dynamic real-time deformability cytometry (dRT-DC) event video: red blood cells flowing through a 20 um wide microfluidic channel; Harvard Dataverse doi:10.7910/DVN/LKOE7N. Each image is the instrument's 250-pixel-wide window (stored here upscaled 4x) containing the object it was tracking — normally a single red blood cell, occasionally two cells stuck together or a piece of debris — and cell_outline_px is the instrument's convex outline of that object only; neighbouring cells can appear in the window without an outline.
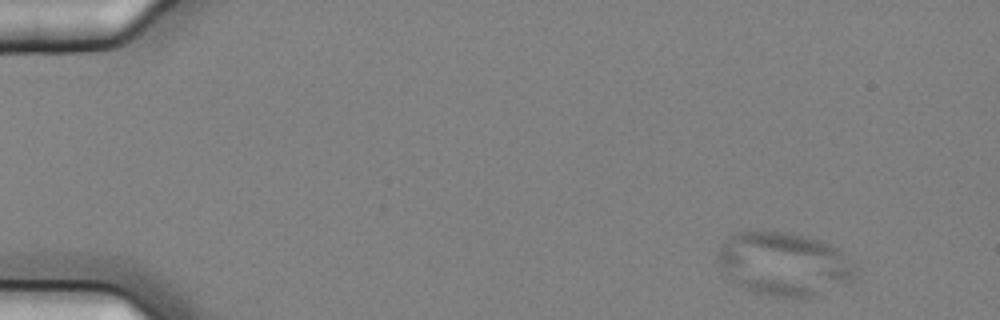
{"species": "common noctule bat (a hibernating species)", "species_latin": "Nyctalus noctula", "temperature_condition": "cold", "stored_images_in_passage": 6, "camera_frame_rate_fps": 3000, "um_per_image_px": 0.085, "animal": {"sex": "female", "body_mass_g": 25.1}, "frame": {"image": 1, "passage_image": 1, "time_ms": 0.0, "image_size_px": [1000, 320], "cell_outline_px": [[856, 268], [852, 280], [812, 296], [780, 296], [752, 292], [736, 284], [716, 260], [716, 252], [728, 236], [732, 232], [748, 228], [788, 232], [820, 240], [836, 248]], "centroid_in_image_um": [66.53, 22.36], "position_along_channel_um": 18.5, "area_um2": 50.63}}
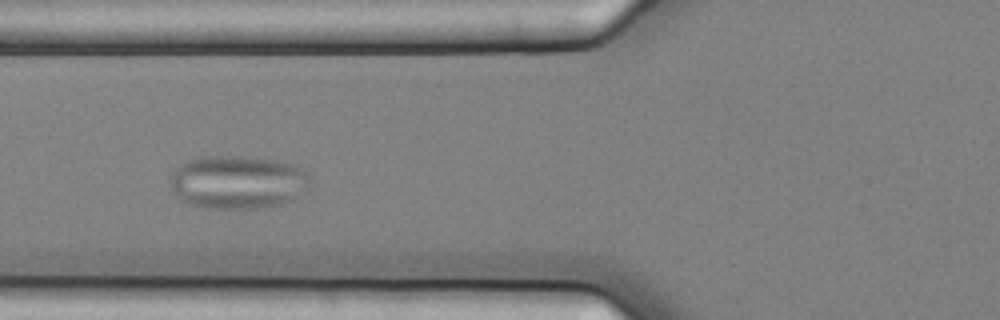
{"frame": {"image": 2, "passage_image": 6, "time_ms": 1.667, "image_size_px": [1000, 320], "cell_outline_px": [[312, 184], [308, 188], [292, 200], [284, 204], [256, 208], [208, 208], [188, 204], [180, 200], [172, 188], [168, 180], [176, 168], [180, 164], [196, 156], [240, 156], [276, 160], [288, 164], [304, 172], [312, 180]], "centroid_in_image_um": [20.17, 15.48], "position_along_channel_um": 105.6, "area_um2": 43.58}}